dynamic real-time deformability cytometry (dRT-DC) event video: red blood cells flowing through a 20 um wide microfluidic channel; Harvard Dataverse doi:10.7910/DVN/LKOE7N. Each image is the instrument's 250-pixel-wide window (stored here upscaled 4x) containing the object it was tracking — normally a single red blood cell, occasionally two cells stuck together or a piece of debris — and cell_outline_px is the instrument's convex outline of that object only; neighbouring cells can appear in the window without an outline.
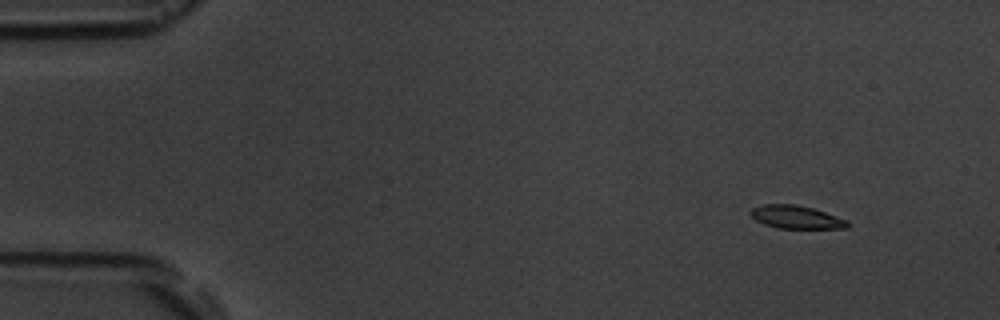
{"species": "common noctule bat (a hibernating species)", "species_latin": "Nyctalus noctula", "temperature_condition": "room temperature", "stored_images_in_passage": 15, "camera_frame_rate_fps": 3000, "um_per_image_px": 0.085, "animal": {"sex": "male", "body_mass_g": 19.5, "forearm_length_mm": 54.6}, "frame": {"image": 1, "passage_image": 2, "time_ms": 1.333, "image_size_px": [1000, 320], "cell_outline_px": [[852, 224], [848, 228], [776, 228], [764, 224], [756, 220], [748, 212], [752, 208], [764, 204], [796, 204], [812, 208], [848, 220]], "centroid_in_image_um": [67.69, 18.45], "position_along_channel_um": 17.3, "area_um2": 13.06}}
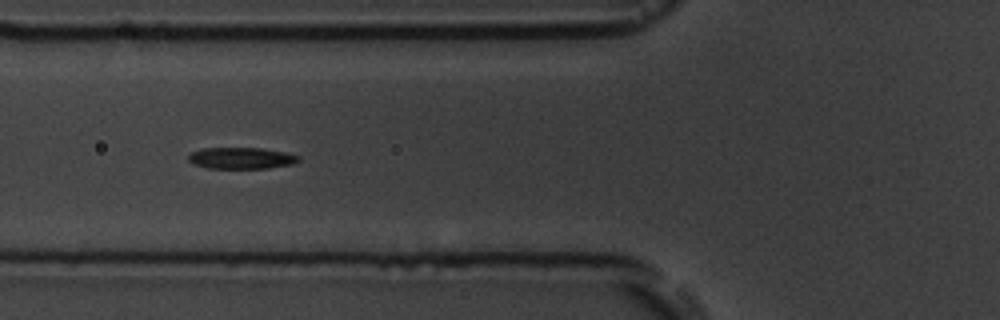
{"frame": {"image": 2, "passage_image": 6, "time_ms": 6.667, "image_size_px": [1000, 320], "cell_outline_px": [[300, 160], [292, 164], [268, 168], [208, 168], [196, 164], [188, 160], [188, 152], [204, 148], [260, 148], [284, 152], [300, 156]], "centroid_in_image_um": [20.49, 13.43], "position_along_channel_um": 105.3, "area_um2": 13.7}}
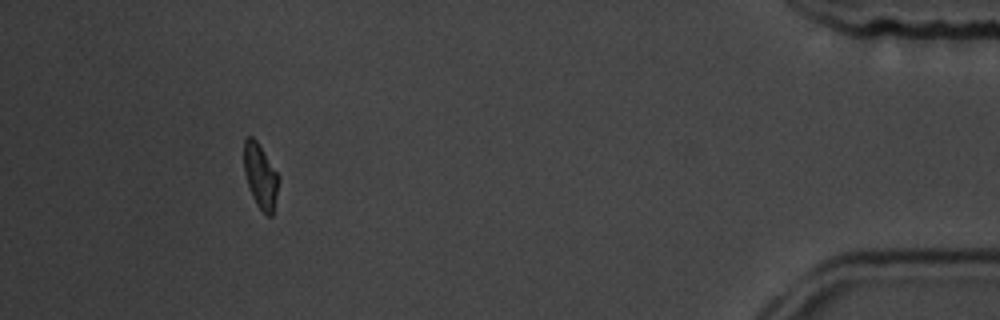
{"frame": {"image": 3, "passage_image": 14, "time_ms": 17.0, "image_size_px": [1000, 320], "cell_outline_px": [[280, 180], [272, 216], [268, 216], [256, 204], [252, 196], [244, 172], [244, 140], [248, 136], [252, 136], [256, 140], [280, 176]], "centroid_in_image_um": [22.15, 14.96], "position_along_channel_um": 413.0, "area_um2": 13.01}, "authors_computed_cell_mechanics": {"area_um2": 13.6986, "velocity_mm_per_s": 3.5922, "shape_relaxation_time_tau1_ms": 1.9927, "shape_relaxation_time_tau2_ms": 1.7111, "deformation_change_tau1": 0.1111, "deformation_change_tau2": 0.0688}}